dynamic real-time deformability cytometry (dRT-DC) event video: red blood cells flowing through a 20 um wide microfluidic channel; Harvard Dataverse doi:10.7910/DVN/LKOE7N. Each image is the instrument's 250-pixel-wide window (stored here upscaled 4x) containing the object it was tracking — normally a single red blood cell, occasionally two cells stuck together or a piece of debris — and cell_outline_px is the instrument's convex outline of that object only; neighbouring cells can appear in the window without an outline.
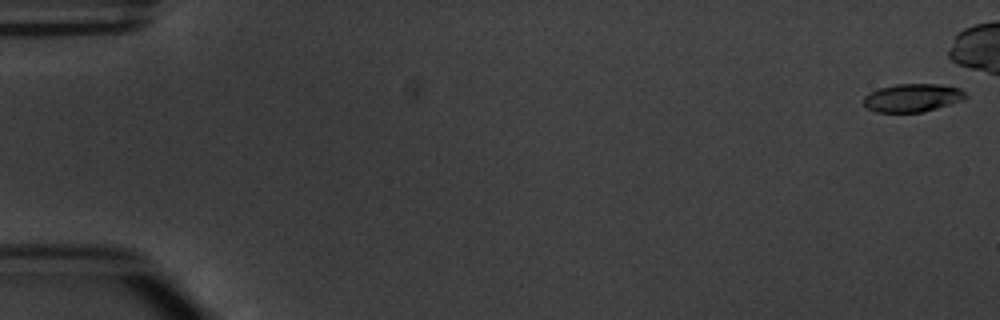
{"species": "common noctule bat (a hibernating species)", "species_latin": "Nyctalus noctula", "temperature_condition": "warm", "stored_images_in_passage": 6, "camera_frame_rate_fps": 3000, "um_per_image_px": 0.085, "animal": {"sex": "male", "body_mass_g": 20.1, "forearm_length_mm": 53.5}, "frame": {"image": 1, "passage_image": 1, "time_ms": 0.0, "image_size_px": [1000, 320], "cell_outline_px": [[968, 96], [964, 100], [936, 108], [920, 112], [876, 112], [868, 108], [864, 104], [864, 96], [880, 88], [896, 84], [940, 84], [960, 88]], "centroid_in_image_um": [77.59, 8.31], "position_along_channel_um": 7.4, "area_um2": 16.59}}